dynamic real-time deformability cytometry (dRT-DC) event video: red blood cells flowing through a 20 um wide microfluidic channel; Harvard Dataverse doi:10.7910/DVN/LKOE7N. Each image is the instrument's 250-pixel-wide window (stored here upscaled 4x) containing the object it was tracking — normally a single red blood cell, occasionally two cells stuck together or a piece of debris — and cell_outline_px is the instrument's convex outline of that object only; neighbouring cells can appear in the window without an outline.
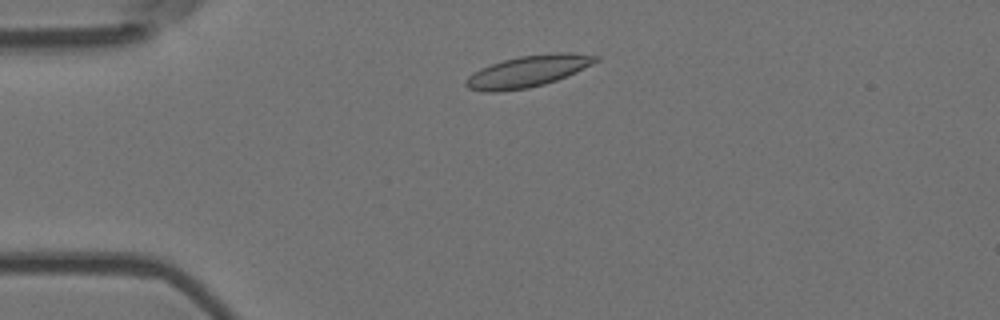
{"species": "Egyptian fruit bat (a non-hibernating species)", "species_latin": "Rousettus aegyptiacus", "temperature_condition": "room temperature", "stored_images_in_passage": 2, "camera_frame_rate_fps": 3000, "um_per_image_px": 0.085, "animal": {"sex": "female"}, "frame": {"image": 1, "passage_image": 2, "time_ms": 0.333, "image_size_px": [1000, 320], "cell_outline_px": [[600, 60], [576, 72], [556, 80], [544, 84], [528, 88], [500, 92], [480, 92], [468, 88], [464, 84], [464, 80], [468, 76], [480, 68], [504, 60], [520, 56], [556, 52], [568, 52], [600, 56]], "centroid_in_image_um": [44.85, 6.07], "position_along_channel_um": 40.2, "area_um2": 23.93}}